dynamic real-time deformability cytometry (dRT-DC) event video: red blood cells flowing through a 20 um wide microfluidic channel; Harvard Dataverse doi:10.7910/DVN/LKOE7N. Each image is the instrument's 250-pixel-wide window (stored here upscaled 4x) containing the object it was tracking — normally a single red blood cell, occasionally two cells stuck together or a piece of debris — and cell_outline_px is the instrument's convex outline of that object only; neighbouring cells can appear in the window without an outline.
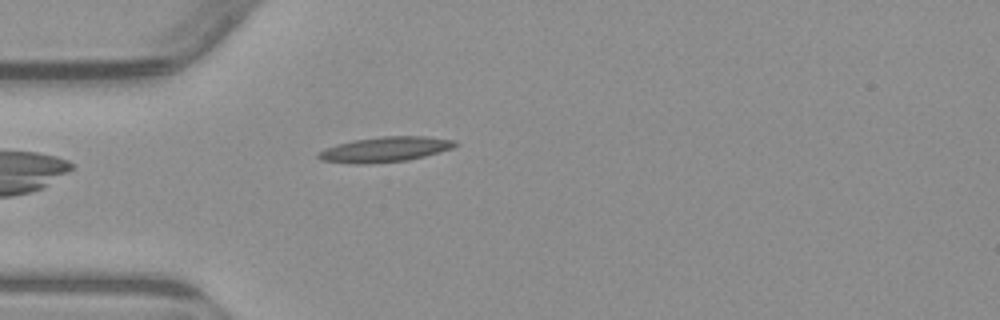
{"species": "common noctule bat (a hibernating species)", "species_latin": "Nyctalus noctula", "temperature_condition": "warm", "stored_images_in_passage": 5, "camera_frame_rate_fps": 3000, "um_per_image_px": 0.085, "animal": {"sex": "male", "body_mass_g": 23.1, "forearm_length_mm": 52.7}, "frame": {"image": 1, "passage_image": 5, "time_ms": 4.667, "image_size_px": [1000, 320], "cell_outline_px": [[460, 144], [452, 148], [424, 156], [408, 160], [364, 164], [356, 164], [320, 160], [316, 156], [316, 152], [336, 144], [352, 140], [380, 136], [424, 136], [456, 140]], "centroid_in_image_um": [32.7, 12.69], "position_along_channel_um": 52.3, "area_um2": 20.17}}